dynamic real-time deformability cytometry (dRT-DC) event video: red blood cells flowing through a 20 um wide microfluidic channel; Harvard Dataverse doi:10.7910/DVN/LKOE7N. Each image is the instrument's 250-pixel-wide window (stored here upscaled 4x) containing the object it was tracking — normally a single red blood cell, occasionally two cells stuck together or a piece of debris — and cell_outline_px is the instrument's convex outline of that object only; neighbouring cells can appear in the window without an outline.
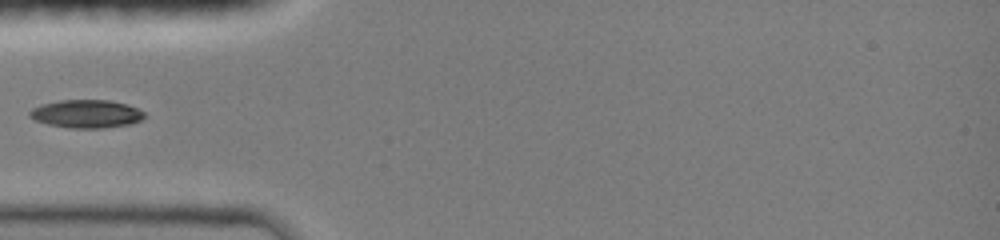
{"species": "common noctule bat (a hibernating species)", "species_latin": "Nyctalus noctula", "temperature_condition": "room temperature", "stored_images_in_passage": 27, "camera_frame_rate_fps": 3000, "um_per_image_px": 0.085, "animal": {"sex": "female", "body_mass_g": 19.0, "forearm_length_mm": 51.5}, "frame": {"image": 1, "passage_image": 1, "time_ms": 0.0, "image_size_px": [1000, 240], "cell_outline_px": [[144, 116], [140, 120], [128, 124], [100, 128], [68, 128], [48, 124], [36, 120], [28, 116], [28, 112], [32, 108], [40, 104], [60, 100], [108, 100], [124, 104], [136, 108], [144, 112]], "centroid_in_image_um": [7.27, 9.67], "position_along_channel_um": 77.7, "area_um2": 18.61}}
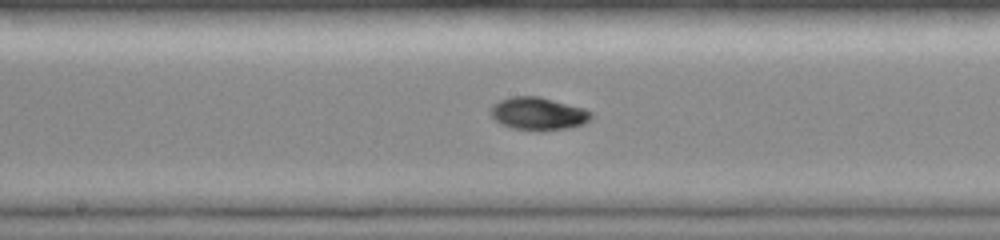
{"frame": {"image": 2, "passage_image": 13, "time_ms": 3.0, "image_size_px": [1000, 240], "cell_outline_px": [[592, 120], [584, 124], [572, 128], [540, 132], [512, 128], [500, 124], [492, 116], [492, 108], [500, 100], [512, 96], [540, 96], [584, 108], [592, 112]], "centroid_in_image_um": [45.82, 9.69], "position_along_channel_um": 202.4, "area_um2": 19.48}}
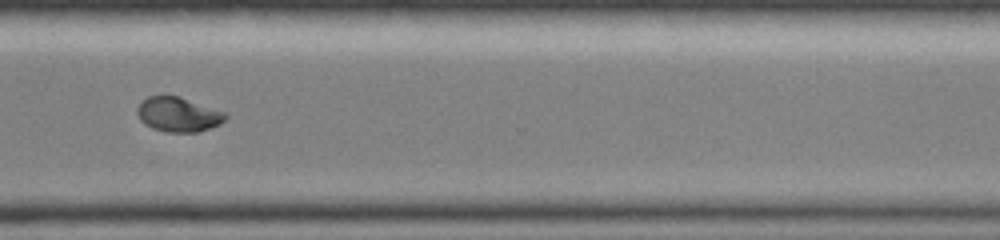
{"frame": {"image": 3, "passage_image": 26, "time_ms": 6.667, "image_size_px": [1000, 240], "cell_outline_px": [[228, 116], [220, 124], [196, 132], [164, 132], [152, 128], [144, 124], [140, 120], [136, 112], [136, 108], [148, 96], [160, 92], [164, 92], [180, 96], [224, 112]], "centroid_in_image_um": [15.09, 9.68], "position_along_channel_um": 355.5, "area_um2": 18.21}}